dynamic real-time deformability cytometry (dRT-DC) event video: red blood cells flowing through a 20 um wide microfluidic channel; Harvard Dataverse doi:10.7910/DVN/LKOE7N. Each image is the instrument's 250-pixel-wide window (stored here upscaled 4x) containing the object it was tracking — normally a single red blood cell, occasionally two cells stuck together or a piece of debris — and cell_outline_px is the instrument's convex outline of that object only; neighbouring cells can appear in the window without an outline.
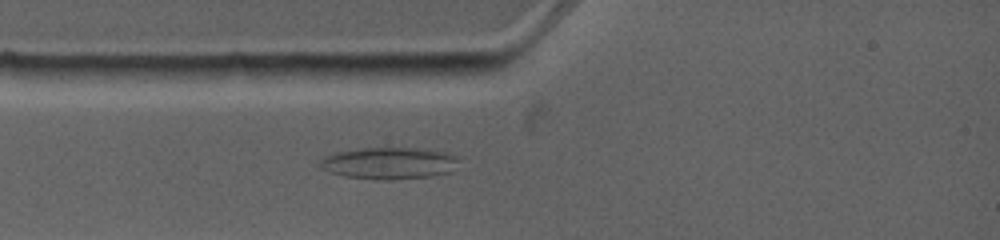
{"species": "common noctule bat (a hibernating species)", "species_latin": "Nyctalus noctula", "temperature_condition": "warm", "stored_images_in_passage": 3, "camera_frame_rate_fps": 4500, "um_per_image_px": 0.085, "animal": {"sex": "female", "body_mass_g": 19.0, "forearm_length_mm": 53.3}, "frame": {"image": 1, "passage_image": 3, "time_ms": 1.778, "image_size_px": [1000, 240], "cell_outline_px": [[456, 160], [452, 172], [428, 176], [392, 180], [376, 180], [344, 176], [328, 172], [320, 168], [316, 164], [324, 156], [336, 152], [356, 148], [416, 148], [444, 152], [456, 156]], "centroid_in_image_um": [32.97, 13.87], "position_along_channel_um": 52.0, "area_um2": 25.84}}